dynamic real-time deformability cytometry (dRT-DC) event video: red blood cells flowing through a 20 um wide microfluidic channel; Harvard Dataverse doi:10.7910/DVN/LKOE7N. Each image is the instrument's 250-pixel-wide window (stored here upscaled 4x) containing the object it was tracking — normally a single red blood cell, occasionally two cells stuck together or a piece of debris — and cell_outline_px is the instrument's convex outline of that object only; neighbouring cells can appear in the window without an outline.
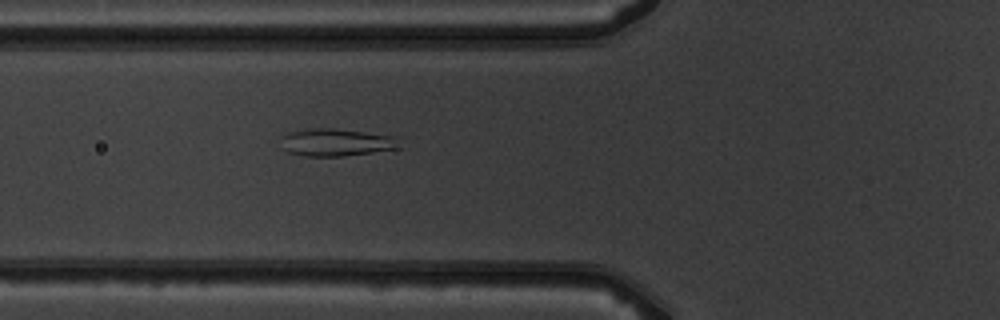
{"species": "common noctule bat (a hibernating species)", "species_latin": "Nyctalus noctula", "temperature_condition": "warm", "stored_images_in_passage": 6, "camera_frame_rate_fps": 3000, "um_per_image_px": 0.085, "animal": {"sex": "male", "body_mass_g": 19.5, "forearm_length_mm": 54.6}, "frame": {"image": 1, "passage_image": 6, "time_ms": 5.667, "image_size_px": [1000, 320], "cell_outline_px": [[404, 148], [344, 156], [304, 156], [288, 152], [284, 148], [280, 136], [288, 132], [312, 128], [332, 128], [364, 132], [388, 136]], "centroid_in_image_um": [28.51, 12.11], "position_along_channel_um": 97.3, "area_um2": 18.73}}